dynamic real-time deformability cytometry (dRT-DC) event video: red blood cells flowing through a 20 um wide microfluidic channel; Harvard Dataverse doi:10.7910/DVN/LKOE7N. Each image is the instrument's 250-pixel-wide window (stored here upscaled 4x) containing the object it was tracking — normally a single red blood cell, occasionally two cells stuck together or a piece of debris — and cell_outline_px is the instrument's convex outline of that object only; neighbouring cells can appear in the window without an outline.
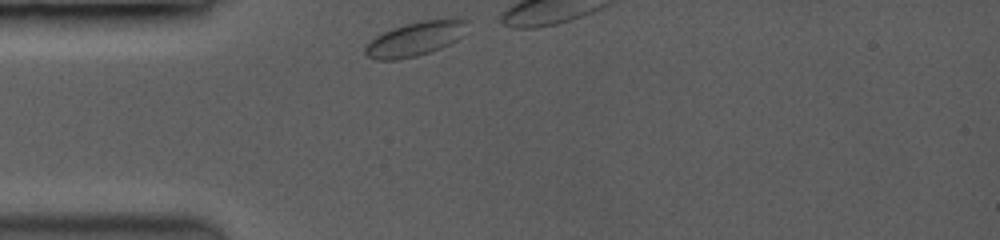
{"species": "common noctule bat (a hibernating species)", "species_latin": "Nyctalus noctula", "temperature_condition": "room temperature", "stored_images_in_passage": 14, "camera_frame_rate_fps": 3500, "um_per_image_px": 0.085, "animal": {"sex": "female", "body_mass_g": 19.0, "forearm_length_mm": 53.3}, "frame": {"image": 1, "passage_image": 1, "time_ms": 0.0, "image_size_px": [1000, 240], "cell_outline_px": [[468, 20], [460, 36], [456, 40], [440, 48], [416, 56], [396, 60], [376, 60], [368, 56], [364, 52], [364, 44], [368, 40], [392, 28], [404, 24], [420, 20], [452, 16]], "centroid_in_image_um": [35.26, 3.27], "position_along_channel_um": 49.7, "area_um2": 20.63}}